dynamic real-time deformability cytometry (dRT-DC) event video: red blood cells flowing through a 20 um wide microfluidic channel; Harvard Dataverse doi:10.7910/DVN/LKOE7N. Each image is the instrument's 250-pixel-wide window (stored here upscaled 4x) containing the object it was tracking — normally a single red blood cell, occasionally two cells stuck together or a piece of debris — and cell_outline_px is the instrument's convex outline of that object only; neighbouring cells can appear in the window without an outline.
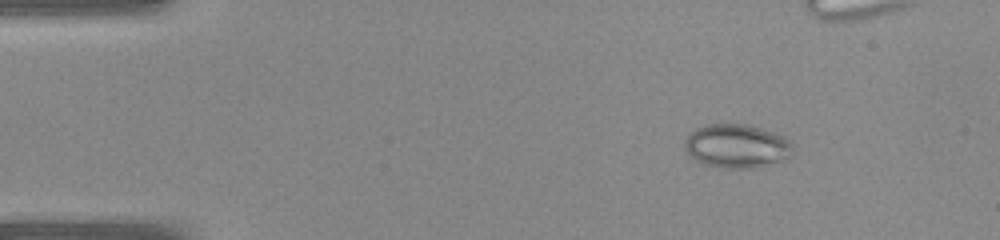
{"species": "common noctule bat (a hibernating species)", "species_latin": "Nyctalus noctula", "temperature_condition": "warm", "stored_images_in_passage": 41, "camera_frame_rate_fps": 3000, "um_per_image_px": 0.085, "animal": {"sex": "female", "body_mass_g": 22.0, "forearm_length_mm": 56.7}, "frame": {"image": 1, "passage_image": 5, "time_ms": 1.333, "image_size_px": [1000, 240], "cell_outline_px": [[792, 148], [788, 156], [784, 160], [760, 168], [720, 168], [704, 164], [692, 160], [684, 144], [684, 140], [688, 132], [704, 124], [748, 124], [764, 128], [776, 132], [784, 136], [792, 144]], "centroid_in_image_um": [62.6, 12.41], "position_along_channel_um": 22.4, "area_um2": 28.15}}
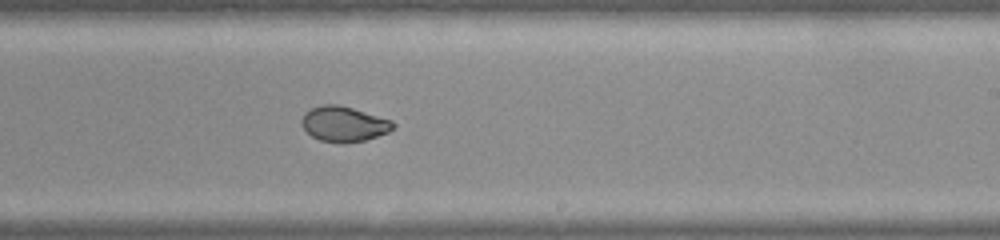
{"frame": {"image": 2, "passage_image": 24, "time_ms": 7.667, "image_size_px": [1000, 240], "cell_outline_px": [[396, 124], [388, 132], [364, 140], [344, 144], [340, 144], [320, 140], [312, 136], [304, 128], [300, 120], [304, 112], [320, 104], [340, 104], [392, 120]], "centroid_in_image_um": [29.2, 10.53], "position_along_channel_um": 259.8, "area_um2": 18.9}}
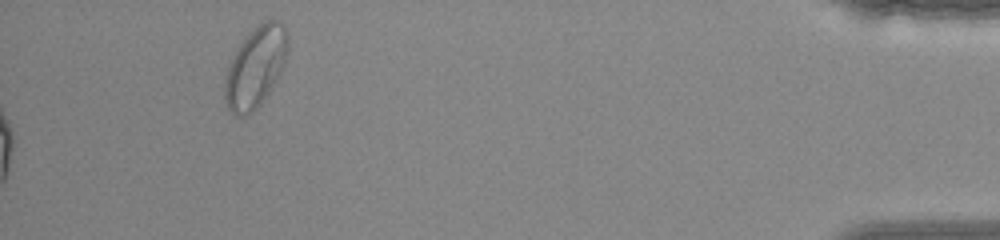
{"frame": {"image": 3, "passage_image": 41, "time_ms": 13.333, "image_size_px": [1000, 240], "cell_outline_px": [[288, 48], [284, 64], [280, 72], [268, 92], [260, 104], [252, 112], [244, 116], [236, 116], [228, 108], [224, 100], [224, 80], [228, 68], [240, 44], [252, 28], [264, 20], [272, 20], [284, 24], [288, 36]], "centroid_in_image_um": [21.72, 5.69], "position_along_channel_um": 413.5, "area_um2": 29.25}}